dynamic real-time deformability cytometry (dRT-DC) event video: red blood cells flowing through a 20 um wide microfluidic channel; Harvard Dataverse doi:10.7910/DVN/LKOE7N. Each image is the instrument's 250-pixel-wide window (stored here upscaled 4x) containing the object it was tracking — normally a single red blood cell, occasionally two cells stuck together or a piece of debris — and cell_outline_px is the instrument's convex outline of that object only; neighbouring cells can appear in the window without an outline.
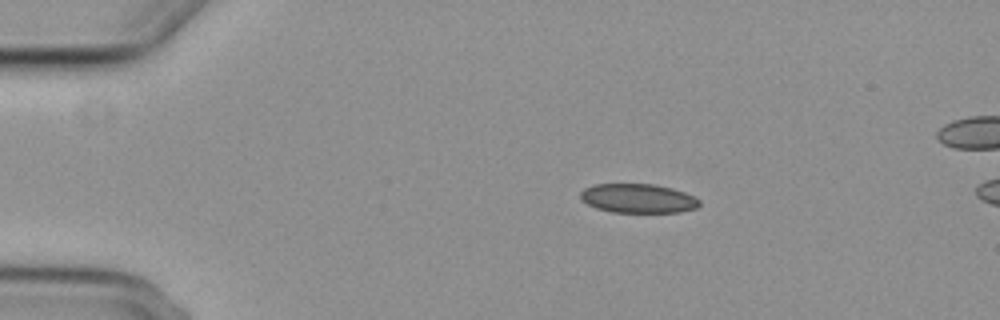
{"species": "common noctule bat (a hibernating species)", "species_latin": "Nyctalus noctula", "temperature_condition": "cold", "stored_images_in_passage": 7, "camera_frame_rate_fps": 3000, "um_per_image_px": 0.085, "animal": {"sex": "female", "body_mass_g": 29.2, "forearm_length_mm": 56.3}, "frame": {"image": 1, "passage_image": 1, "time_ms": 0.0, "image_size_px": [1000, 320], "cell_outline_px": [[700, 204], [696, 208], [680, 212], [612, 212], [596, 208], [588, 204], [580, 196], [580, 192], [584, 188], [592, 184], [652, 184], [672, 188], [684, 192], [700, 200]], "centroid_in_image_um": [54.22, 16.86], "position_along_channel_um": 30.8, "area_um2": 20.11}}